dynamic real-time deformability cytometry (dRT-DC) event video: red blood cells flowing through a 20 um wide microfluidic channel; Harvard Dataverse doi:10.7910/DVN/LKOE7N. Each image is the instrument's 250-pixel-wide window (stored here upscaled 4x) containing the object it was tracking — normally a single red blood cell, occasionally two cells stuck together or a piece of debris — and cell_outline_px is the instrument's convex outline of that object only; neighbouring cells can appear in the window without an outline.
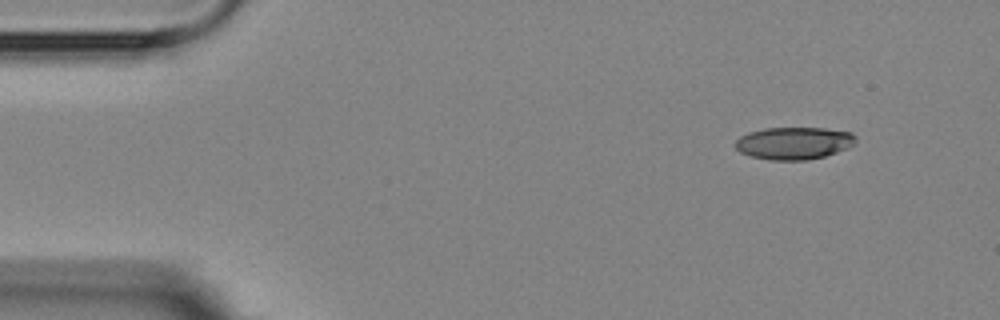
{"species": "Egyptian fruit bat (a non-hibernating species)", "species_latin": "Rousettus aegyptiacus", "temperature_condition": "room temperature", "stored_images_in_passage": 3, "camera_frame_rate_fps": 3000, "um_per_image_px": 0.085, "animal": {"sex": "female"}, "frame": {"image": 1, "passage_image": 1, "time_ms": 0.0, "image_size_px": [1000, 320], "cell_outline_px": [[856, 144], [848, 148], [824, 156], [808, 160], [768, 160], [752, 156], [740, 152], [732, 144], [740, 136], [748, 132], [764, 128], [824, 128], [852, 132], [856, 136]], "centroid_in_image_um": [67.48, 12.16], "position_along_channel_um": 17.5, "area_um2": 22.95}}
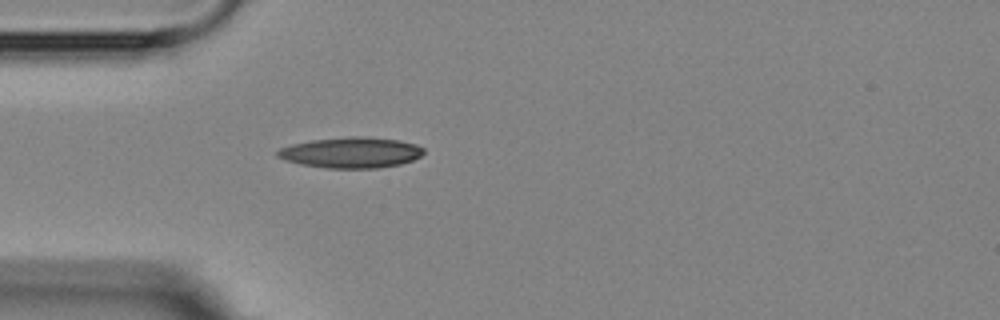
{"frame": {"image": 2, "passage_image": 3, "time_ms": 3.333, "image_size_px": [1000, 320], "cell_outline_px": [[424, 152], [420, 156], [412, 160], [400, 164], [376, 168], [328, 168], [300, 164], [284, 160], [276, 156], [276, 152], [280, 148], [292, 144], [312, 140], [352, 136], [360, 136], [400, 140], [416, 144], [424, 148]], "centroid_in_image_um": [29.83, 12.96], "position_along_channel_um": 55.2, "area_um2": 26.13}}